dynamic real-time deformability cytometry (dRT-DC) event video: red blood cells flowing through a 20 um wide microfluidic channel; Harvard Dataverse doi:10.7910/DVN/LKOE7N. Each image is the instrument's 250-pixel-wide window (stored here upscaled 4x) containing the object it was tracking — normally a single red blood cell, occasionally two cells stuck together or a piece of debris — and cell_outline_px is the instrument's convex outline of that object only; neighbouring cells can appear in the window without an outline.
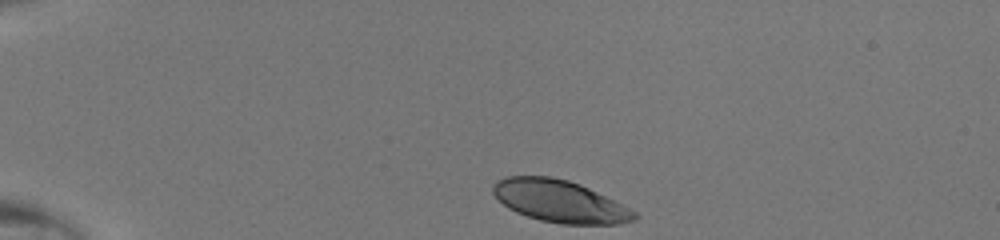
{"species": "human", "species_latin": "Homo sapiens", "temperature_condition": "room temperature", "stored_images_in_passage": 35, "camera_frame_rate_fps": 3000, "um_per_image_px": 0.085, "donor": {"sex": "male"}, "frame": {"image": 1, "passage_image": 1, "time_ms": 0.0, "image_size_px": [1000, 240], "cell_outline_px": [[640, 216], [636, 220], [620, 224], [560, 224], [540, 220], [516, 212], [508, 208], [492, 192], [492, 184], [496, 180], [504, 176], [552, 176], [568, 180], [580, 184], [636, 212]], "centroid_in_image_um": [47.55, 17.1], "position_along_channel_um": 37.4, "area_um2": 34.62}}
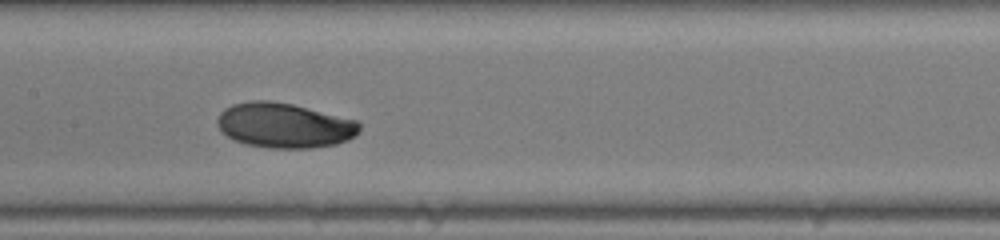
{"frame": {"image": 2, "passage_image": 16, "time_ms": 5.0, "image_size_px": [1000, 240], "cell_outline_px": [[360, 132], [348, 140], [336, 144], [312, 148], [272, 148], [248, 144], [236, 140], [220, 132], [216, 124], [216, 120], [220, 112], [224, 108], [232, 104], [252, 100], [272, 100], [292, 104], [360, 120]], "centroid_in_image_um": [24.18, 10.64], "position_along_channel_um": 183.2, "area_um2": 37.63}}
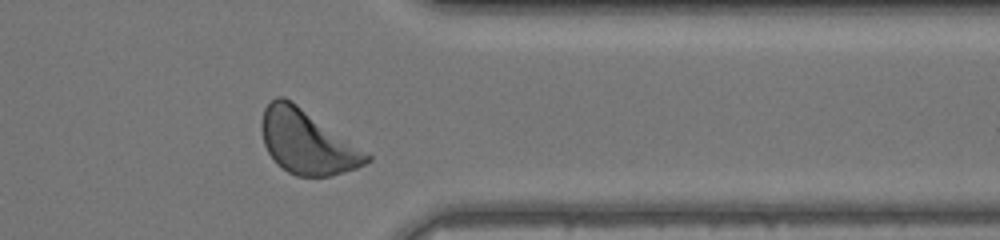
{"frame": {"image": 3, "passage_image": 30, "time_ms": 9.667, "image_size_px": [1000, 240], "cell_outline_px": [[372, 160], [356, 168], [332, 176], [296, 176], [288, 172], [268, 152], [264, 144], [260, 128], [260, 120], [264, 108], [276, 96], [284, 96], [296, 104], [372, 156]], "centroid_in_image_um": [26.07, 12.07], "position_along_channel_um": 385.3, "area_um2": 38.49}}